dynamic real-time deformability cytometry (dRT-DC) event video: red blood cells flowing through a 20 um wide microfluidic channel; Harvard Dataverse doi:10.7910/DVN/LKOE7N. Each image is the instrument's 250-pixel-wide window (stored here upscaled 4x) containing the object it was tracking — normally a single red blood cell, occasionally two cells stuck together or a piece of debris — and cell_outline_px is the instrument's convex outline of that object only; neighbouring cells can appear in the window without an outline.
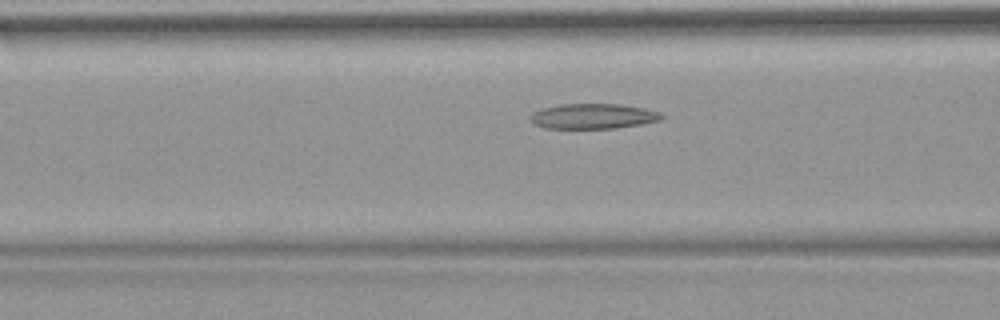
{"species": "common noctule bat (a hibernating species)", "species_latin": "Nyctalus noctula", "temperature_condition": "warm", "stored_images_in_passage": 48, "camera_frame_rate_fps": 3000, "um_per_image_px": 0.085, "animal": {"sex": "female", "body_mass_g": 18.4}, "frame": {"image": 1, "passage_image": 16, "time_ms": 5.0, "image_size_px": [1000, 320], "cell_outline_px": [[664, 116], [660, 120], [640, 124], [616, 128], [544, 128], [528, 120], [528, 116], [532, 112], [544, 108], [560, 104], [620, 104], [644, 108], [660, 112]], "centroid_in_image_um": [50.38, 9.87], "position_along_channel_um": 116.2, "area_um2": 19.25}}
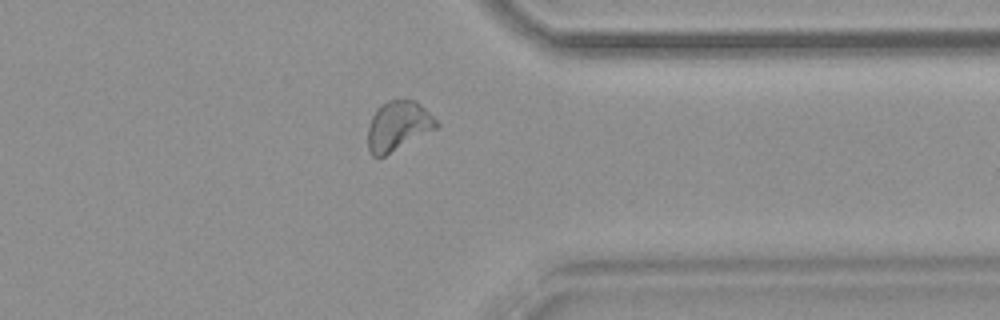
{"frame": {"image": 2, "passage_image": 37, "time_ms": 12.0, "image_size_px": [1000, 320], "cell_outline_px": [[440, 124], [436, 128], [384, 156], [372, 156], [368, 148], [368, 124], [376, 108], [380, 104], [388, 100], [416, 100]], "centroid_in_image_um": [33.8, 10.68], "position_along_channel_um": 377.6, "area_um2": 19.59}}
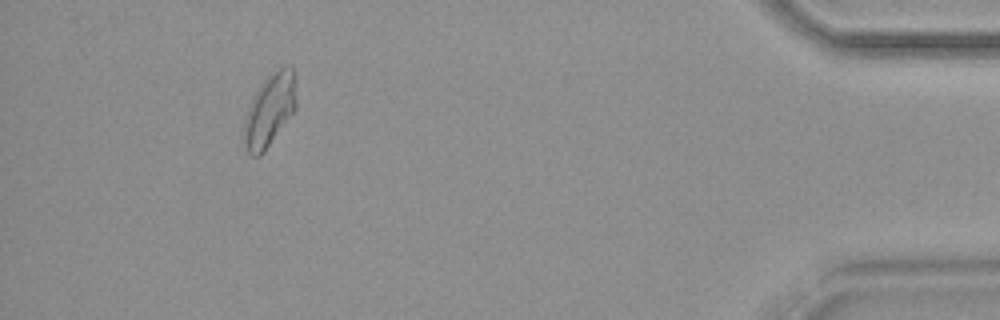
{"frame": {"image": 3, "passage_image": 44, "time_ms": 14.333, "image_size_px": [1000, 320], "cell_outline_px": [[296, 108], [264, 152], [260, 156], [252, 156], [240, 144], [244, 120], [252, 96], [268, 76], [272, 72], [280, 68], [292, 64], [296, 72]], "centroid_in_image_um": [22.9, 9.37], "position_along_channel_um": 412.3, "area_um2": 22.66}, "authors_computed_cell_mechanics": {"area_um2": 19.7098, "velocity_mm_per_s": 3.8132, "shape_relaxation_time_tau1_ms": null, "shape_relaxation_time_tau2_ms": 2.2792, "deformation_change_tau1": null, "deformation_change_tau2": 0.0845}}